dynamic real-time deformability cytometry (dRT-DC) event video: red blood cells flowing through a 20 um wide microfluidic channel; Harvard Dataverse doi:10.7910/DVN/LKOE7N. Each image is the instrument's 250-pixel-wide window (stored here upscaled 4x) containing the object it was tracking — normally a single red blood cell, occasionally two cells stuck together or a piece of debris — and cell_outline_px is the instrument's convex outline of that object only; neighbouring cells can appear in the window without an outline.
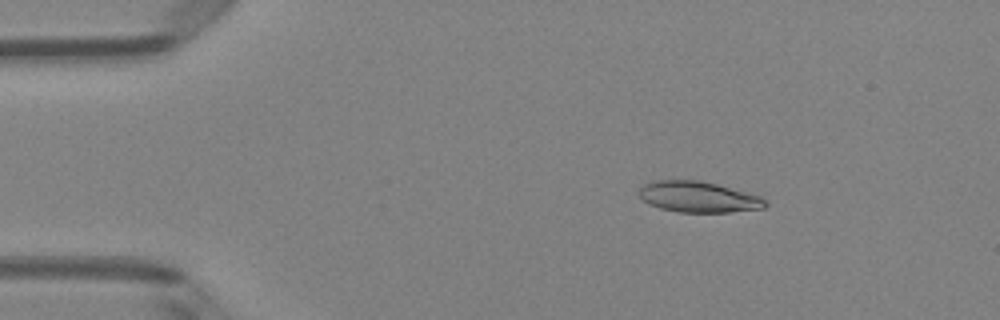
{"species": "Egyptian fruit bat (a non-hibernating species)", "species_latin": "Rousettus aegyptiacus", "temperature_condition": "room temperature", "stored_images_in_passage": 50, "camera_frame_rate_fps": 3000, "um_per_image_px": 0.085, "animal": {"sex": "female"}, "frame": {"image": 1, "passage_image": 8, "time_ms": 2.333, "image_size_px": [1000, 320], "cell_outline_px": [[768, 204], [764, 208], [728, 212], [680, 212], [660, 208], [648, 204], [640, 196], [640, 188], [644, 184], [656, 180], [700, 180], [748, 192], [760, 196], [768, 200]], "centroid_in_image_um": [59.4, 16.74], "position_along_channel_um": 25.6, "area_um2": 22.72}}
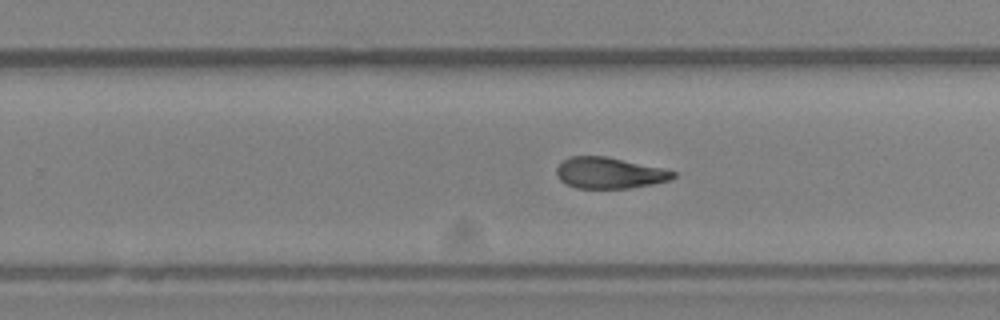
{"frame": {"image": 2, "passage_image": 32, "time_ms": 10.333, "image_size_px": [1000, 320], "cell_outline_px": [[676, 176], [672, 180], [652, 184], [628, 188], [576, 188], [560, 180], [556, 172], [556, 168], [568, 156], [604, 156], [664, 168], [676, 172]], "centroid_in_image_um": [51.82, 14.7], "position_along_channel_um": 278.0, "area_um2": 21.1}}
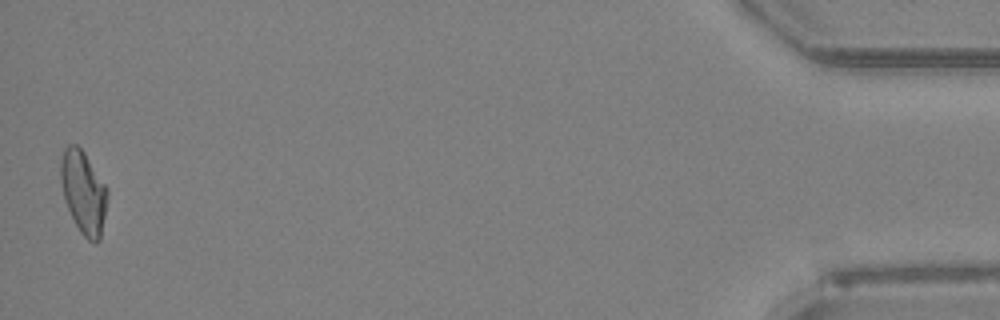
{"frame": {"image": 3, "passage_image": 50, "time_ms": 16.333, "image_size_px": [1000, 320], "cell_outline_px": [[108, 196], [100, 240], [96, 244], [88, 240], [80, 232], [64, 200], [60, 180], [60, 160], [64, 148], [68, 144], [76, 144], [84, 152], [108, 188]], "centroid_in_image_um": [7.09, 16.33], "position_along_channel_um": 428.1, "area_um2": 22.66}, "authors_computed_cell_mechanics": {"area_um2": 22.1663, "velocity_mm_per_s": 4.0232, "shape_relaxation_time_tau1_ms": null, "shape_relaxation_time_tau2_ms": 5.0037, "deformation_change_tau1": null, "deformation_change_tau2": 0.125}}